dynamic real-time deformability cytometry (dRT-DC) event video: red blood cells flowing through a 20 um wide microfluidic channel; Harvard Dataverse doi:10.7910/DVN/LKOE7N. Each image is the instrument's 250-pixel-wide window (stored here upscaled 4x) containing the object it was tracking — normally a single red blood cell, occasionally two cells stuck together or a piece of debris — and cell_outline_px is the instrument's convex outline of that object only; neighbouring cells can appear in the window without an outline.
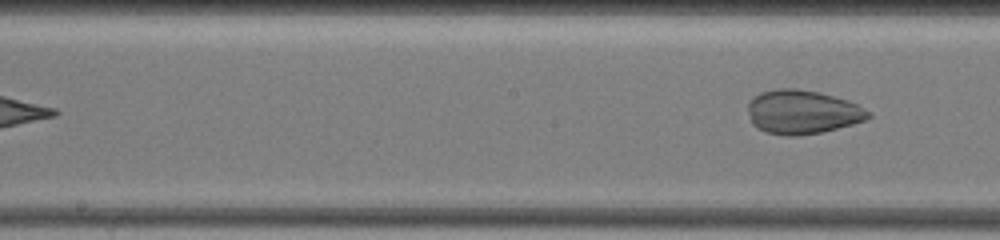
{"species": "common noctule bat (a hibernating species)", "species_latin": "Nyctalus noctula", "temperature_condition": "warm", "stored_images_in_passage": 10, "segment_of_instrument_passage": [2, 2], "camera_frame_rate_fps": 3000, "um_per_image_px": 0.085, "animal": {"sex": "female", "body_mass_g": 19.5, "forearm_length_mm": 54.1}, "frame": {"image": 1, "passage_image": 10, "time_ms": 5.0, "image_size_px": [1000, 240], "cell_outline_px": [[872, 116], [864, 120], [852, 124], [820, 132], [796, 136], [784, 136], [764, 132], [756, 128], [752, 124], [748, 112], [748, 100], [760, 92], [780, 88], [796, 88], [820, 92], [848, 100], [872, 112]], "centroid_in_image_um": [68.17, 9.52], "position_along_channel_um": 180.0, "area_um2": 31.04}}